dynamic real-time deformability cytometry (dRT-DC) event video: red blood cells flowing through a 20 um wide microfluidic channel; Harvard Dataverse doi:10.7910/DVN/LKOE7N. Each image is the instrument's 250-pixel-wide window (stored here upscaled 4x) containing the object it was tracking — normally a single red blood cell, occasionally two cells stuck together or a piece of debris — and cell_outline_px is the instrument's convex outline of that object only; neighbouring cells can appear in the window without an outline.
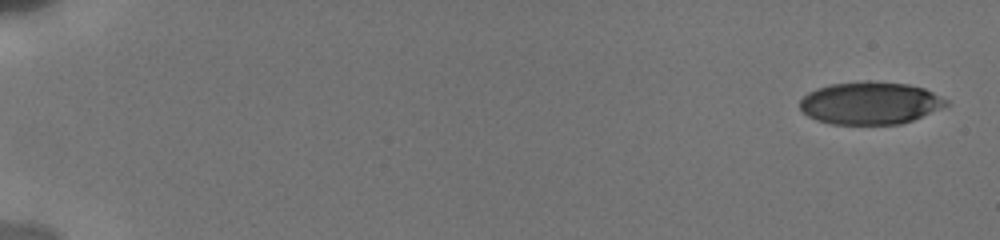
{"species": "human", "species_latin": "Homo sapiens", "temperature_condition": "cold", "stored_images_in_passage": 10, "camera_frame_rate_fps": 3000, "um_per_image_px": 0.085, "donor": {"sex": "male"}, "frame": {"image": 1, "passage_image": 1, "time_ms": 0.0, "image_size_px": [1000, 240], "cell_outline_px": [[948, 104], [912, 120], [900, 124], [832, 124], [816, 120], [808, 116], [800, 108], [800, 100], [808, 92], [816, 88], [832, 84], [864, 80], [872, 80], [908, 84], [924, 88], [948, 100]], "centroid_in_image_um": [73.92, 8.74], "position_along_channel_um": 11.1, "area_um2": 36.18}}
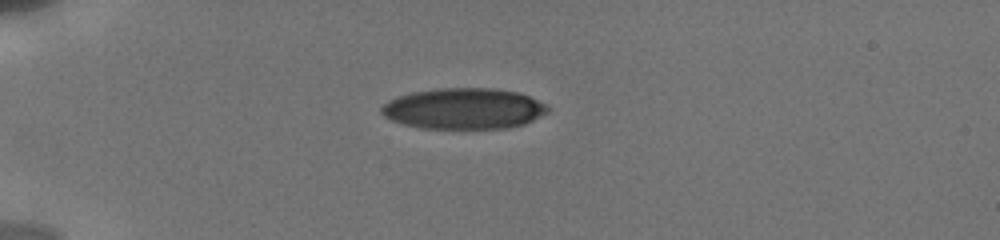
{"frame": {"image": 2, "passage_image": 7, "time_ms": 4.667, "image_size_px": [1000, 240], "cell_outline_px": [[548, 112], [524, 124], [508, 128], [420, 128], [404, 124], [392, 120], [384, 116], [380, 112], [380, 108], [388, 100], [396, 96], [412, 92], [436, 88], [496, 88], [520, 92], [548, 104]], "centroid_in_image_um": [39.42, 9.22], "position_along_channel_um": 45.6, "area_um2": 39.94}}
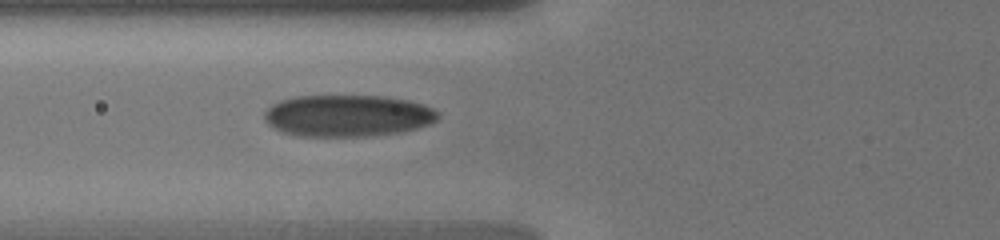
{"frame": {"image": 3, "passage_image": 10, "time_ms": 7.0, "image_size_px": [1000, 240], "cell_outline_px": [[440, 116], [436, 120], [428, 124], [416, 128], [400, 132], [376, 136], [296, 136], [280, 132], [272, 128], [264, 120], [264, 112], [272, 104], [280, 100], [292, 96], [384, 96], [408, 100], [424, 104], [440, 112]], "centroid_in_image_um": [29.52, 9.84], "position_along_channel_um": 96.3, "area_um2": 42.71}}